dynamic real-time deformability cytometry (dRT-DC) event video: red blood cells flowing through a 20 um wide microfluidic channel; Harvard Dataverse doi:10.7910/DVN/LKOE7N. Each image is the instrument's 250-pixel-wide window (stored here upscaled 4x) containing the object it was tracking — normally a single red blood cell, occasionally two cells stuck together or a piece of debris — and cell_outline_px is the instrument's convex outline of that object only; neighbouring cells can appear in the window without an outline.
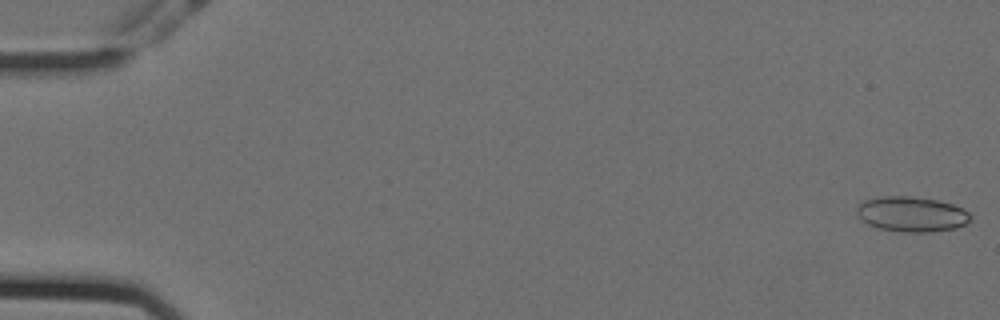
{"species": "Egyptian fruit bat (a non-hibernating species)", "species_latin": "Rousettus aegyptiacus", "temperature_condition": "cold", "stored_images_in_passage": 18, "camera_frame_rate_fps": 3000, "um_per_image_px": 0.085, "animal": {"sex": "female"}, "frame": {"image": 1, "passage_image": 1, "time_ms": 0.0, "image_size_px": [1000, 320], "cell_outline_px": [[972, 220], [956, 228], [932, 232], [904, 232], [880, 228], [868, 224], [860, 220], [856, 212], [856, 208], [864, 200], [880, 196], [912, 196], [940, 200], [964, 208], [972, 216]], "centroid_in_image_um": [77.51, 18.19], "position_along_channel_um": 7.5, "area_um2": 23.58}}